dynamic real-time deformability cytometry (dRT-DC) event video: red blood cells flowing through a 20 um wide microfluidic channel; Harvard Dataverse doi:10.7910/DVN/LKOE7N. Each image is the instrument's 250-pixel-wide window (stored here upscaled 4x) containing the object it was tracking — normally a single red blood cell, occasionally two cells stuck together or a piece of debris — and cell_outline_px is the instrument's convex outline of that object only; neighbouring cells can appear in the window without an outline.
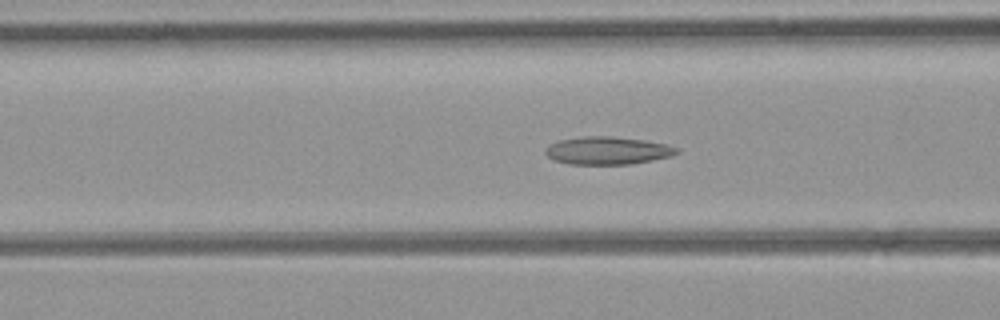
{"species": "common noctule bat (a hibernating species)", "species_latin": "Nyctalus noctula", "temperature_condition": "room temperature", "stored_images_in_passage": 50, "camera_frame_rate_fps": 3000, "um_per_image_px": 0.085, "animal": {"sex": "female", "body_mass_g": 21.9}, "frame": {"image": 1, "passage_image": 19, "time_ms": 6.0, "image_size_px": [1000, 320], "cell_outline_px": [[680, 152], [672, 156], [632, 164], [568, 164], [556, 160], [548, 156], [544, 152], [544, 148], [548, 144], [560, 140], [584, 136], [612, 136], [644, 140], [668, 144], [680, 148]], "centroid_in_image_um": [51.67, 12.79], "position_along_channel_um": 114.9, "area_um2": 21.44}}
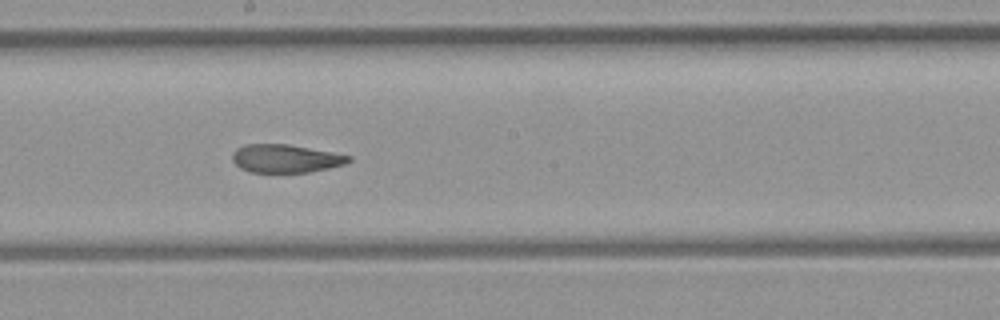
{"frame": {"image": 2, "passage_image": 27, "time_ms": 8.667, "image_size_px": [1000, 320], "cell_outline_px": [[352, 160], [344, 164], [328, 168], [308, 172], [248, 172], [240, 168], [232, 160], [232, 152], [236, 148], [244, 144], [288, 144], [352, 156]], "centroid_in_image_um": [24.24, 13.47], "position_along_channel_um": 224.0, "area_um2": 19.07}}
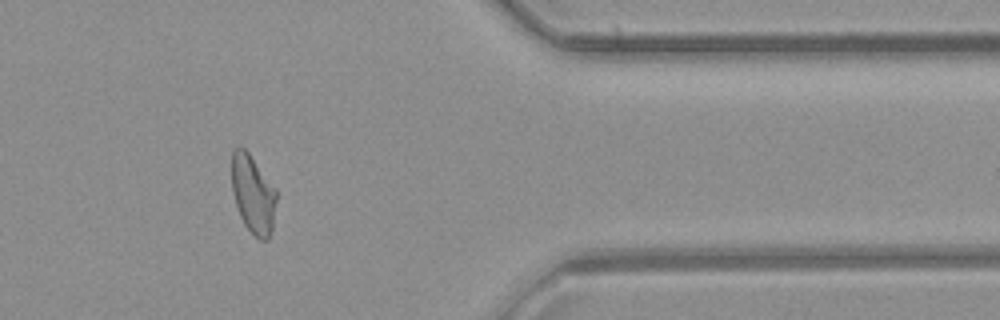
{"frame": {"image": 3, "passage_image": 41, "time_ms": 13.333, "image_size_px": [1000, 320], "cell_outline_px": [[276, 200], [272, 228], [268, 240], [260, 240], [244, 224], [240, 216], [232, 192], [232, 152], [240, 144], [248, 152], [276, 188]], "centroid_in_image_um": [21.5, 16.48], "position_along_channel_um": 389.9, "area_um2": 20.29}, "authors_computed_cell_mechanics": {"area_um2": 21.2126, "velocity_mm_per_s": 4.0696, "shape_relaxation_time_tau1_ms": null, "shape_relaxation_time_tau2_ms": 2.3381, "deformation_change_tau1": null, "deformation_change_tau2": 0.085}}